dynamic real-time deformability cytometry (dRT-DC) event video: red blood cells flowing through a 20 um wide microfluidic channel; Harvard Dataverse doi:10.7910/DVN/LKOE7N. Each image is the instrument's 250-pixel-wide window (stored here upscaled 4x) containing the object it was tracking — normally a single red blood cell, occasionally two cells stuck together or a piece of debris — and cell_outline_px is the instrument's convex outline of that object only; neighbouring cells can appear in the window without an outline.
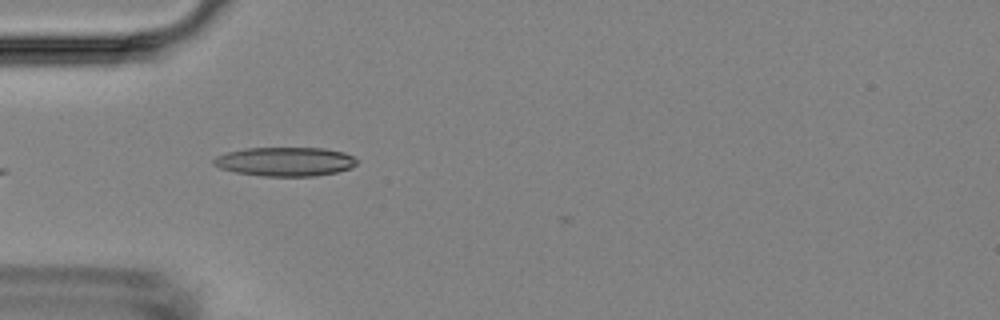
{"species": "Egyptian fruit bat (a non-hibernating species)", "species_latin": "Rousettus aegyptiacus", "temperature_condition": "room temperature", "stored_images_in_passage": 6, "camera_frame_rate_fps": 3000, "um_per_image_px": 0.085, "animal": {"sex": "female"}, "frame": {"image": 1, "passage_image": 4, "time_ms": 1.0, "image_size_px": [1000, 320], "cell_outline_px": [[360, 160], [352, 168], [336, 172], [316, 176], [264, 176], [236, 172], [220, 168], [212, 164], [212, 160], [216, 156], [228, 152], [244, 148], [324, 148], [344, 152]], "centroid_in_image_um": [24.26, 13.73], "position_along_channel_um": 60.7, "area_um2": 24.33}}